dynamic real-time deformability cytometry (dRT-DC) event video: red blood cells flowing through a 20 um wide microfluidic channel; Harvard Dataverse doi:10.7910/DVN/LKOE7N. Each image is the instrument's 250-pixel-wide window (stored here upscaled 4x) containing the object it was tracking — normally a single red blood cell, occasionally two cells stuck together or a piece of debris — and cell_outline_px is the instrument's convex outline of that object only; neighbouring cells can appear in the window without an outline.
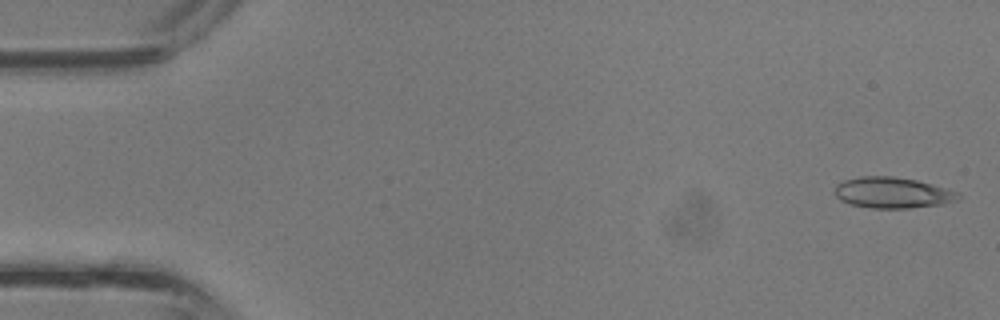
{"species": "common noctule bat (a hibernating species)", "species_latin": "Nyctalus noctula", "temperature_condition": "room temperature", "stored_images_in_passage": 37, "camera_frame_rate_fps": 3000, "um_per_image_px": 0.085, "animal": {"sex": "male", "body_mass_g": 13.3}, "frame": {"image": 1, "passage_image": 1, "time_ms": 0.0, "image_size_px": [1000, 320], "cell_outline_px": [[960, 196], [956, 200], [944, 204], [908, 208], [872, 208], [852, 204], [840, 200], [832, 192], [836, 184], [844, 180], [860, 176], [892, 176], [916, 180], [932, 184], [960, 192]], "centroid_in_image_um": [75.84, 16.37], "position_along_channel_um": 9.2, "area_um2": 22.37}}
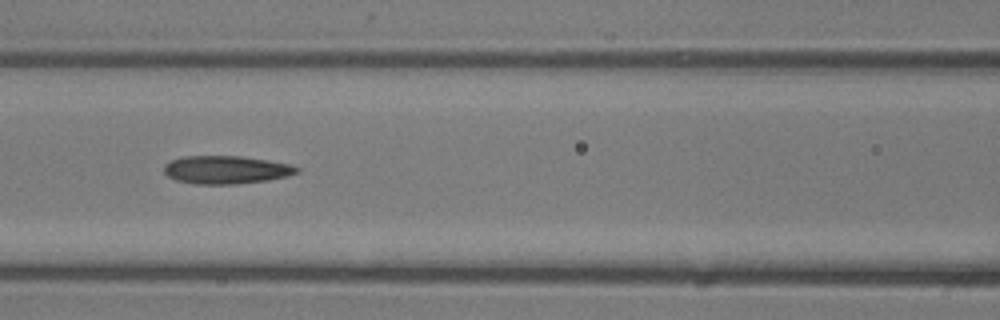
{"frame": {"image": 2, "passage_image": 16, "time_ms": 5.0, "image_size_px": [1000, 320], "cell_outline_px": [[300, 172], [288, 176], [268, 180], [236, 184], [196, 184], [176, 180], [168, 176], [164, 172], [164, 164], [180, 156], [240, 156], [288, 164], [300, 168]], "centroid_in_image_um": [19.2, 14.43], "position_along_channel_um": 147.4, "area_um2": 21.68}}
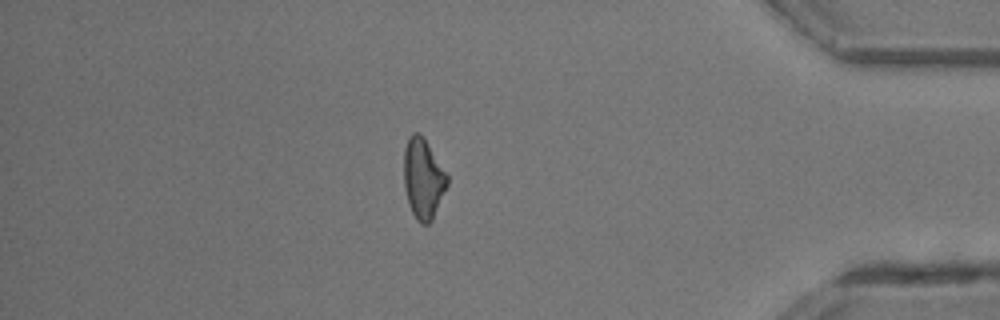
{"frame": {"image": 3, "passage_image": 32, "time_ms": 10.333, "image_size_px": [1000, 320], "cell_outline_px": [[448, 184], [432, 220], [428, 224], [420, 224], [416, 220], [408, 204], [404, 188], [404, 148], [408, 136], [412, 132], [416, 132], [424, 140], [448, 176]], "centroid_in_image_um": [35.94, 15.23], "position_along_channel_um": 399.3, "area_um2": 20.0}}